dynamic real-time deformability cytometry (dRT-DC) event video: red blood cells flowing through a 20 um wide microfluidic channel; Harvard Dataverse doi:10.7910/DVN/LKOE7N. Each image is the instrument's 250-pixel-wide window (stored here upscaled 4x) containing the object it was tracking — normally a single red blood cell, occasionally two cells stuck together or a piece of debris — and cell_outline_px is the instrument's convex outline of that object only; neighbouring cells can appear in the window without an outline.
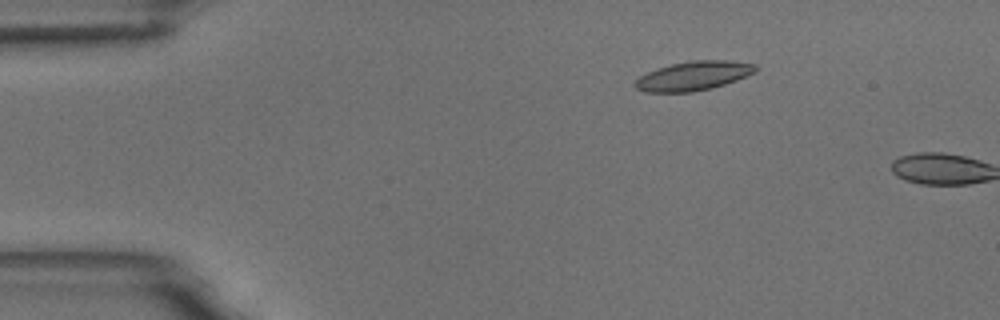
{"species": "common noctule bat (a hibernating species)", "species_latin": "Nyctalus noctula", "temperature_condition": "room temperature", "stored_images_in_passage": 3, "camera_frame_rate_fps": 3000, "um_per_image_px": 0.085, "animal": {"sex": "male", "body_mass_g": 18.8}, "frame": {"image": 1, "passage_image": 2, "time_ms": 2.0, "image_size_px": [1000, 320], "cell_outline_px": [[756, 72], [736, 80], [712, 88], [692, 92], [644, 92], [636, 88], [632, 84], [640, 76], [656, 68], [688, 60], [728, 60], [756, 64]], "centroid_in_image_um": [58.92, 6.44], "position_along_channel_um": 26.1, "area_um2": 20.52}}